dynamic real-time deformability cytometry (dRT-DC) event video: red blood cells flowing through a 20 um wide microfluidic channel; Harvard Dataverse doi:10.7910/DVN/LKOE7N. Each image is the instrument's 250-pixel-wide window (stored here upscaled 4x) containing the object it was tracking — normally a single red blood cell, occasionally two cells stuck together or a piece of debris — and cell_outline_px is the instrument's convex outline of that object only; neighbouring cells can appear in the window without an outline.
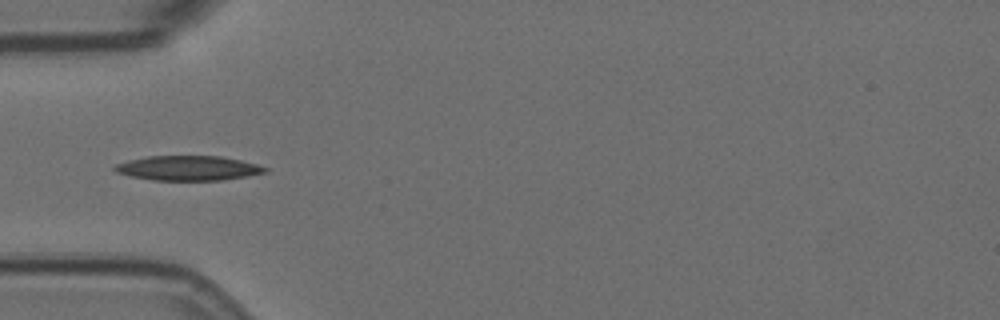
{"species": "Egyptian fruit bat (a non-hibernating species)", "species_latin": "Rousettus aegyptiacus", "temperature_condition": "room temperature", "stored_images_in_passage": 7, "camera_frame_rate_fps": 3000, "um_per_image_px": 0.085, "animal": {"sex": "female"}, "frame": {"image": 1, "passage_image": 2, "time_ms": 0.333, "image_size_px": [1000, 320], "cell_outline_px": [[268, 172], [224, 180], [152, 180], [132, 176], [116, 172], [112, 168], [116, 164], [128, 160], [148, 156], [220, 156], [240, 160], [256, 164], [268, 168]], "centroid_in_image_um": [15.99, 14.29], "position_along_channel_um": 69.0, "area_um2": 21.56}}
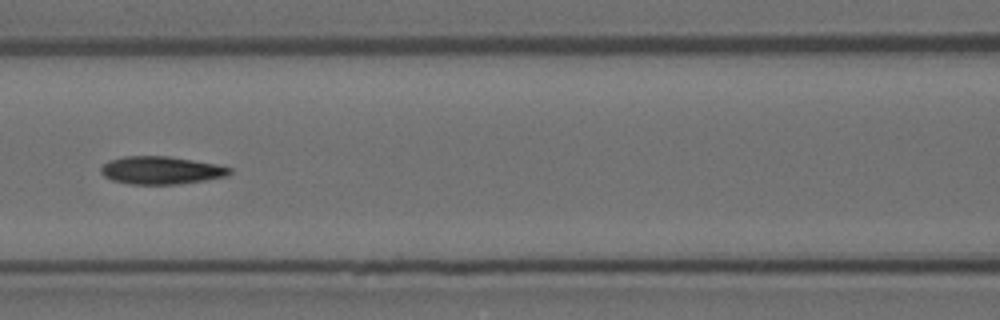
{"frame": {"image": 2, "passage_image": 4, "time_ms": 1.0, "image_size_px": [1000, 320], "cell_outline_px": [[232, 172], [224, 176], [204, 180], [176, 184], [128, 184], [112, 180], [104, 176], [100, 172], [100, 168], [108, 160], [124, 156], [168, 156], [216, 164], [232, 168]], "centroid_in_image_um": [13.64, 14.47], "position_along_channel_um": 153.0, "area_um2": 20.75}}
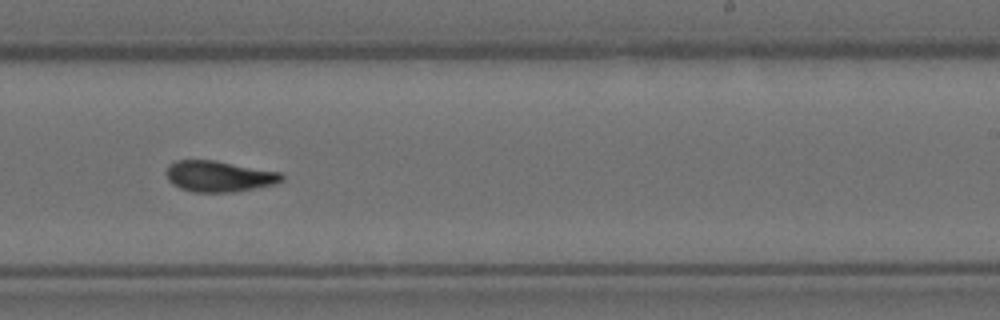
{"frame": {"image": 3, "passage_image": 7, "time_ms": 2.0, "image_size_px": [1000, 320], "cell_outline_px": [[284, 180], [276, 184], [232, 192], [192, 192], [180, 188], [172, 184], [168, 180], [168, 164], [176, 160], [216, 160], [280, 172], [284, 176]], "centroid_in_image_um": [18.63, 14.98], "position_along_channel_um": 270.4, "area_um2": 20.87}}